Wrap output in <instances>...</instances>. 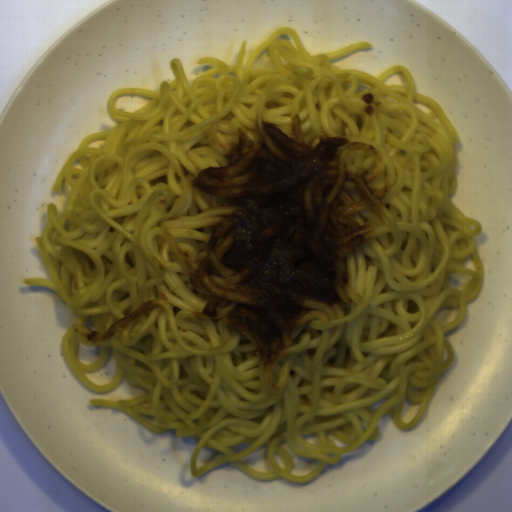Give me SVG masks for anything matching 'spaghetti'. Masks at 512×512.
Returning <instances> with one entry per match:
<instances>
[{
	"instance_id": "spaghetti-1",
	"label": "spaghetti",
	"mask_w": 512,
	"mask_h": 512,
	"mask_svg": "<svg viewBox=\"0 0 512 512\" xmlns=\"http://www.w3.org/2000/svg\"><path fill=\"white\" fill-rule=\"evenodd\" d=\"M235 64L211 67L189 83L159 90L122 88L107 100L116 125L83 138L60 168L52 192L69 194L62 214L47 202L35 237L49 278L24 285L53 291L75 314L61 341L72 375L96 393L123 380L146 390L131 399H89L115 408L148 431L199 440L190 474L229 463L260 481L305 484L325 465L381 435L390 416L411 430L455 362L446 333L466 320L485 268L475 237L483 226L453 203L458 190V131L443 106L417 92L407 66L378 75L331 61L373 48L360 41L312 55L295 28L281 26ZM299 113L307 143L319 135L365 141L382 154L392 185L382 207L354 213L373 238L340 262L346 306L306 302L303 325L286 353L260 367L253 344L203 315L208 296L190 286L185 258L205 246L216 197L191 187L206 166H224L237 126L254 141L267 120L290 133ZM159 291L162 309L112 340L89 343Z\"/></svg>"
}]
</instances>
